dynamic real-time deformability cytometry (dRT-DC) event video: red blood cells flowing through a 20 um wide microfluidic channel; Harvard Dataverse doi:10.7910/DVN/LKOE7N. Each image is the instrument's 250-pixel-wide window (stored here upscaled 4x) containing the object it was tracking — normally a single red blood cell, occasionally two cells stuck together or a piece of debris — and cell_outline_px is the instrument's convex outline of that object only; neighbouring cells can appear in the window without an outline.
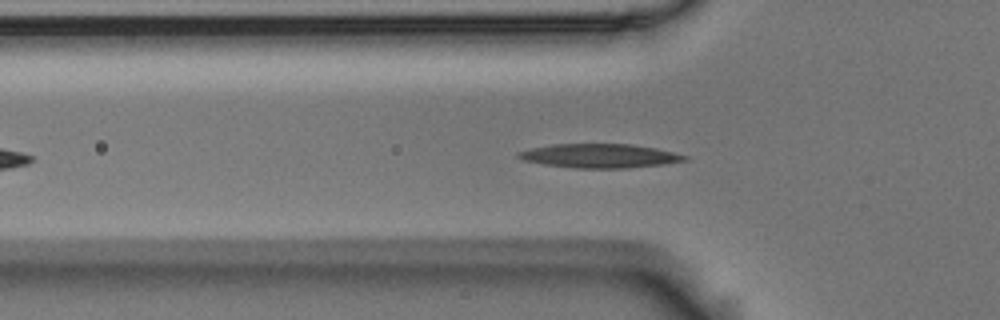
{"species": "Egyptian fruit bat (a non-hibernating species)", "species_latin": "Rousettus aegyptiacus", "temperature_condition": "room temperature", "stored_images_in_passage": 44, "camera_frame_rate_fps": 3000, "um_per_image_px": 0.085, "animal": {"sex": "male"}, "frame": {"image": 1, "passage_image": 11, "time_ms": 3.333, "image_size_px": [1000, 320], "cell_outline_px": [[688, 160], [664, 164], [628, 168], [576, 168], [544, 164], [524, 160], [516, 156], [516, 152], [532, 148], [552, 144], [628, 144], [656, 148], [688, 156]], "centroid_in_image_um": [50.97, 13.25], "position_along_channel_um": 74.8, "area_um2": 23.12}}
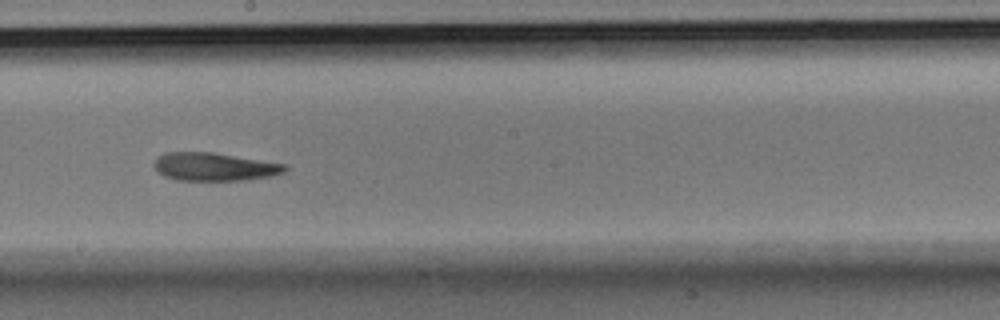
{"frame": {"image": 2, "passage_image": 24, "time_ms": 7.667, "image_size_px": [1000, 320], "cell_outline_px": [[288, 168], [284, 172], [272, 176], [248, 180], [176, 180], [164, 176], [152, 164], [164, 152], [212, 152], [288, 164]], "centroid_in_image_um": [18.27, 14.17], "position_along_channel_um": 229.9, "area_um2": 21.5}}
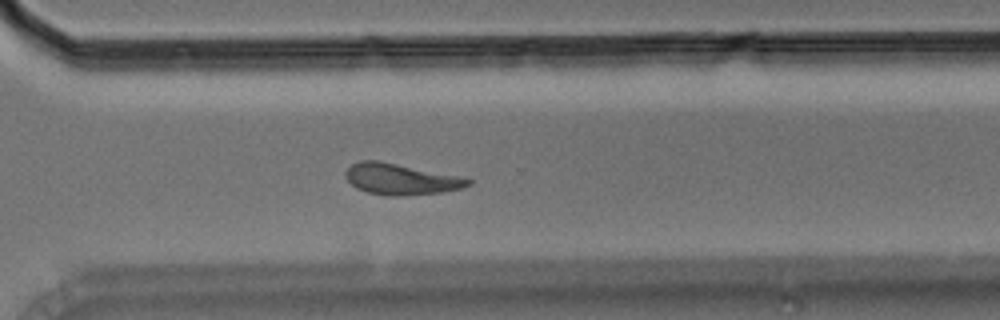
{"frame": {"image": 3, "passage_image": 33, "time_ms": 10.667, "image_size_px": [1000, 320], "cell_outline_px": [[472, 184], [460, 188], [440, 192], [404, 196], [388, 196], [368, 192], [356, 188], [344, 176], [344, 172], [352, 164], [360, 160], [376, 160], [456, 176], [472, 180]], "centroid_in_image_um": [34.0, 15.24], "position_along_channel_um": 336.6, "area_um2": 21.73}, "authors_computed_cell_mechanics": {"area_um2": 22.3397, "velocity_mm_per_s": 3.558, "shape_relaxation_time_tau1_ms": 5.5689, "shape_relaxation_time_tau2_ms": 6.4291, "deformation_change_tau1": 0.1717, "deformation_change_tau2": 0.163}}